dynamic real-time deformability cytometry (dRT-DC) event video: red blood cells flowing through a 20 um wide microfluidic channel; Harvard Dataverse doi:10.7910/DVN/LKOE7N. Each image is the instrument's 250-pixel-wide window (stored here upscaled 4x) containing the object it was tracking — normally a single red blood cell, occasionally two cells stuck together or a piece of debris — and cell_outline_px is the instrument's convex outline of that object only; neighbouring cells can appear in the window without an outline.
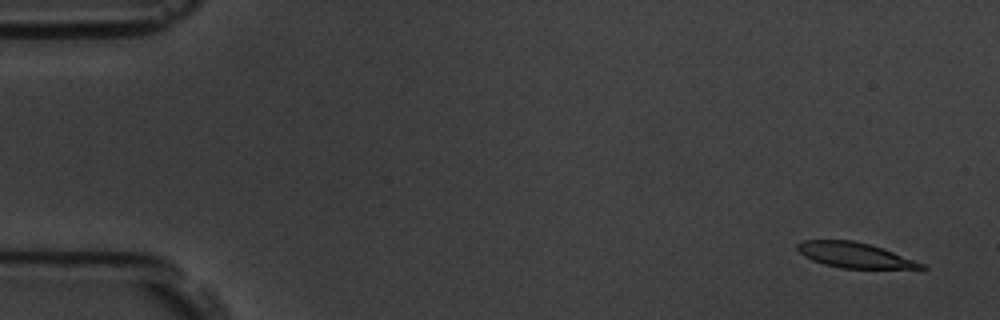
{"species": "common noctule bat (a hibernating species)", "species_latin": "Nyctalus noctula", "temperature_condition": "room temperature", "stored_images_in_passage": 6, "camera_frame_rate_fps": 3000, "um_per_image_px": 0.085, "animal": {"sex": "male", "body_mass_g": 19.5, "forearm_length_mm": 54.6}, "frame": {"image": 1, "passage_image": 1, "time_ms": 0.0, "image_size_px": [1000, 320], "cell_outline_px": [[928, 268], [840, 268], [824, 264], [812, 260], [804, 256], [796, 248], [796, 244], [800, 240], [852, 240], [868, 244], [892, 252], [924, 264]], "centroid_in_image_um": [72.55, 21.68], "position_along_channel_um": 12.5, "area_um2": 17.86}}
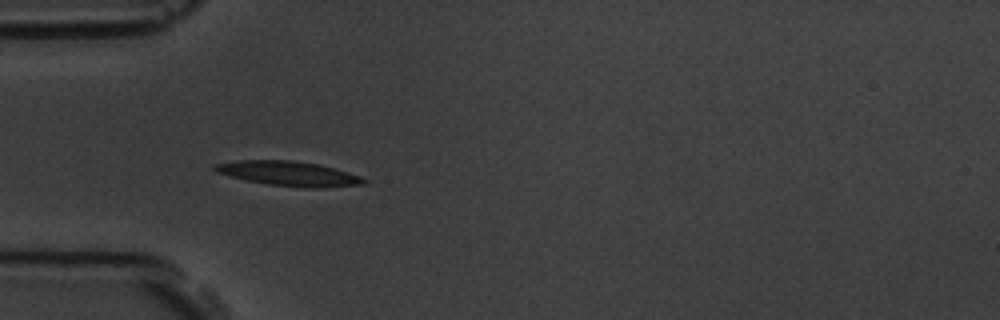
{"frame": {"image": 2, "passage_image": 5, "time_ms": 4.667, "image_size_px": [1000, 320], "cell_outline_px": [[368, 180], [364, 184], [324, 188], [304, 188], [268, 184], [244, 180], [216, 172], [212, 168], [212, 164], [240, 160], [292, 160], [320, 164], [348, 172], [360, 176]], "centroid_in_image_um": [24.54, 14.75], "position_along_channel_um": 60.5, "area_um2": 21.62}}
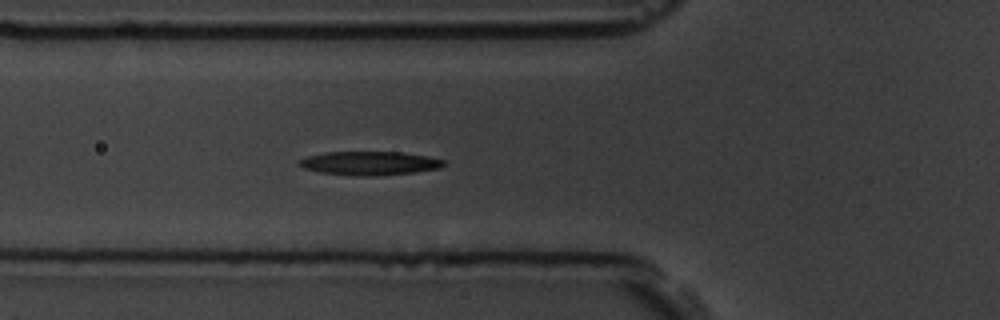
{"frame": {"image": 3, "passage_image": 6, "time_ms": 5.667, "image_size_px": [1000, 320], "cell_outline_px": [[448, 164], [440, 168], [416, 172], [376, 176], [356, 176], [320, 172], [304, 168], [300, 164], [300, 160], [308, 156], [324, 152], [400, 152], [428, 156], [444, 160]], "centroid_in_image_um": [31.48, 13.88], "position_along_channel_um": 94.3, "area_um2": 20.0}}